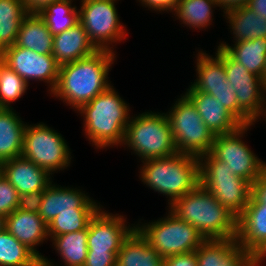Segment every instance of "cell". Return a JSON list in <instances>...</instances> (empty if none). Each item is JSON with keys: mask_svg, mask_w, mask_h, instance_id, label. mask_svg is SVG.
Here are the masks:
<instances>
[{"mask_svg": "<svg viewBox=\"0 0 266 266\" xmlns=\"http://www.w3.org/2000/svg\"><path fill=\"white\" fill-rule=\"evenodd\" d=\"M115 53L98 50L89 57L61 65L56 86L49 94L77 111L112 85L108 74L116 60Z\"/></svg>", "mask_w": 266, "mask_h": 266, "instance_id": "6da1fadb", "label": "cell"}, {"mask_svg": "<svg viewBox=\"0 0 266 266\" xmlns=\"http://www.w3.org/2000/svg\"><path fill=\"white\" fill-rule=\"evenodd\" d=\"M130 107L113 85L78 110L83 117V131L95 149L120 145L130 119Z\"/></svg>", "mask_w": 266, "mask_h": 266, "instance_id": "7a4b0ae2", "label": "cell"}, {"mask_svg": "<svg viewBox=\"0 0 266 266\" xmlns=\"http://www.w3.org/2000/svg\"><path fill=\"white\" fill-rule=\"evenodd\" d=\"M167 207L178 219L194 226L205 239H236L237 217L201 184Z\"/></svg>", "mask_w": 266, "mask_h": 266, "instance_id": "3957f363", "label": "cell"}, {"mask_svg": "<svg viewBox=\"0 0 266 266\" xmlns=\"http://www.w3.org/2000/svg\"><path fill=\"white\" fill-rule=\"evenodd\" d=\"M141 162L140 180L155 192L167 196L168 205L200 184L199 157L176 153L170 157Z\"/></svg>", "mask_w": 266, "mask_h": 266, "instance_id": "277c9868", "label": "cell"}, {"mask_svg": "<svg viewBox=\"0 0 266 266\" xmlns=\"http://www.w3.org/2000/svg\"><path fill=\"white\" fill-rule=\"evenodd\" d=\"M123 145L133 150L141 161L178 153L170 123L163 112L147 111L130 117Z\"/></svg>", "mask_w": 266, "mask_h": 266, "instance_id": "5b68a950", "label": "cell"}, {"mask_svg": "<svg viewBox=\"0 0 266 266\" xmlns=\"http://www.w3.org/2000/svg\"><path fill=\"white\" fill-rule=\"evenodd\" d=\"M199 161L200 184L238 218L252 195V185L234 175L224 162L210 152L201 155Z\"/></svg>", "mask_w": 266, "mask_h": 266, "instance_id": "8992f818", "label": "cell"}, {"mask_svg": "<svg viewBox=\"0 0 266 266\" xmlns=\"http://www.w3.org/2000/svg\"><path fill=\"white\" fill-rule=\"evenodd\" d=\"M166 116L171 126L178 153L200 157L209 153L215 135L205 125L192 102L181 94Z\"/></svg>", "mask_w": 266, "mask_h": 266, "instance_id": "52a82bcc", "label": "cell"}, {"mask_svg": "<svg viewBox=\"0 0 266 266\" xmlns=\"http://www.w3.org/2000/svg\"><path fill=\"white\" fill-rule=\"evenodd\" d=\"M136 228L162 258L195 251L206 239L191 224L178 219L168 210L166 217Z\"/></svg>", "mask_w": 266, "mask_h": 266, "instance_id": "ba28073f", "label": "cell"}, {"mask_svg": "<svg viewBox=\"0 0 266 266\" xmlns=\"http://www.w3.org/2000/svg\"><path fill=\"white\" fill-rule=\"evenodd\" d=\"M71 153L64 137L45 123L26 125L22 156L50 175L70 166Z\"/></svg>", "mask_w": 266, "mask_h": 266, "instance_id": "9c48e42d", "label": "cell"}, {"mask_svg": "<svg viewBox=\"0 0 266 266\" xmlns=\"http://www.w3.org/2000/svg\"><path fill=\"white\" fill-rule=\"evenodd\" d=\"M116 1L118 0L80 1L79 22L98 50L115 52L113 43L126 39L127 30L120 22Z\"/></svg>", "mask_w": 266, "mask_h": 266, "instance_id": "30bf717a", "label": "cell"}, {"mask_svg": "<svg viewBox=\"0 0 266 266\" xmlns=\"http://www.w3.org/2000/svg\"><path fill=\"white\" fill-rule=\"evenodd\" d=\"M226 78L235 89L238 102V120L243 125L253 124L264 107L266 83L249 72L223 49Z\"/></svg>", "mask_w": 266, "mask_h": 266, "instance_id": "8fae6325", "label": "cell"}, {"mask_svg": "<svg viewBox=\"0 0 266 266\" xmlns=\"http://www.w3.org/2000/svg\"><path fill=\"white\" fill-rule=\"evenodd\" d=\"M252 125H242L234 132L215 135L210 150V153L216 159L224 162L234 175L245 179L251 185L259 178L266 165L241 140Z\"/></svg>", "mask_w": 266, "mask_h": 266, "instance_id": "7c38bea8", "label": "cell"}, {"mask_svg": "<svg viewBox=\"0 0 266 266\" xmlns=\"http://www.w3.org/2000/svg\"><path fill=\"white\" fill-rule=\"evenodd\" d=\"M5 64L14 70L28 85L30 80L47 83L51 93L56 86L60 65L53 54H37L14 44L4 52Z\"/></svg>", "mask_w": 266, "mask_h": 266, "instance_id": "4fadbf2b", "label": "cell"}, {"mask_svg": "<svg viewBox=\"0 0 266 266\" xmlns=\"http://www.w3.org/2000/svg\"><path fill=\"white\" fill-rule=\"evenodd\" d=\"M107 212L102 207L88 225V251L119 252L123 241L136 228L135 224L127 226L123 215Z\"/></svg>", "mask_w": 266, "mask_h": 266, "instance_id": "5bb4252c", "label": "cell"}, {"mask_svg": "<svg viewBox=\"0 0 266 266\" xmlns=\"http://www.w3.org/2000/svg\"><path fill=\"white\" fill-rule=\"evenodd\" d=\"M50 184L44 190L39 216L48 225L59 213L66 210H100L103 206L96 203L88 193L81 189ZM61 186V187H60ZM101 205V206H100Z\"/></svg>", "mask_w": 266, "mask_h": 266, "instance_id": "9a60e30c", "label": "cell"}, {"mask_svg": "<svg viewBox=\"0 0 266 266\" xmlns=\"http://www.w3.org/2000/svg\"><path fill=\"white\" fill-rule=\"evenodd\" d=\"M236 241L255 257L266 252V208L252 195L237 218Z\"/></svg>", "mask_w": 266, "mask_h": 266, "instance_id": "2e32d148", "label": "cell"}, {"mask_svg": "<svg viewBox=\"0 0 266 266\" xmlns=\"http://www.w3.org/2000/svg\"><path fill=\"white\" fill-rule=\"evenodd\" d=\"M195 254L197 266H256V257L236 239H206Z\"/></svg>", "mask_w": 266, "mask_h": 266, "instance_id": "e0dca14e", "label": "cell"}, {"mask_svg": "<svg viewBox=\"0 0 266 266\" xmlns=\"http://www.w3.org/2000/svg\"><path fill=\"white\" fill-rule=\"evenodd\" d=\"M6 230L22 244L31 249L40 259L41 266H55L37 251V246L48 239L47 224L38 213L16 209L6 216Z\"/></svg>", "mask_w": 266, "mask_h": 266, "instance_id": "ac0fdd59", "label": "cell"}, {"mask_svg": "<svg viewBox=\"0 0 266 266\" xmlns=\"http://www.w3.org/2000/svg\"><path fill=\"white\" fill-rule=\"evenodd\" d=\"M184 95L192 102L205 125L214 135L238 130L243 124L212 95L190 86Z\"/></svg>", "mask_w": 266, "mask_h": 266, "instance_id": "d6986e66", "label": "cell"}, {"mask_svg": "<svg viewBox=\"0 0 266 266\" xmlns=\"http://www.w3.org/2000/svg\"><path fill=\"white\" fill-rule=\"evenodd\" d=\"M1 175L19 194L44 191L52 182V175L23 156L0 164Z\"/></svg>", "mask_w": 266, "mask_h": 266, "instance_id": "ffe728a7", "label": "cell"}, {"mask_svg": "<svg viewBox=\"0 0 266 266\" xmlns=\"http://www.w3.org/2000/svg\"><path fill=\"white\" fill-rule=\"evenodd\" d=\"M97 51L80 22L53 36L52 54L60 66L89 57Z\"/></svg>", "mask_w": 266, "mask_h": 266, "instance_id": "44dd1931", "label": "cell"}, {"mask_svg": "<svg viewBox=\"0 0 266 266\" xmlns=\"http://www.w3.org/2000/svg\"><path fill=\"white\" fill-rule=\"evenodd\" d=\"M116 266H164V258L135 228L123 241L117 254Z\"/></svg>", "mask_w": 266, "mask_h": 266, "instance_id": "7402d4cb", "label": "cell"}, {"mask_svg": "<svg viewBox=\"0 0 266 266\" xmlns=\"http://www.w3.org/2000/svg\"><path fill=\"white\" fill-rule=\"evenodd\" d=\"M14 108H0V164L22 156L23 136L27 123ZM18 115V116H17Z\"/></svg>", "mask_w": 266, "mask_h": 266, "instance_id": "603a6c76", "label": "cell"}, {"mask_svg": "<svg viewBox=\"0 0 266 266\" xmlns=\"http://www.w3.org/2000/svg\"><path fill=\"white\" fill-rule=\"evenodd\" d=\"M53 36L39 14H28L21 23L15 44L37 54H52Z\"/></svg>", "mask_w": 266, "mask_h": 266, "instance_id": "cb8c5ba5", "label": "cell"}, {"mask_svg": "<svg viewBox=\"0 0 266 266\" xmlns=\"http://www.w3.org/2000/svg\"><path fill=\"white\" fill-rule=\"evenodd\" d=\"M224 18L229 23L234 35V42L266 38V17L258 16L246 6L224 12Z\"/></svg>", "mask_w": 266, "mask_h": 266, "instance_id": "d4e9b609", "label": "cell"}, {"mask_svg": "<svg viewBox=\"0 0 266 266\" xmlns=\"http://www.w3.org/2000/svg\"><path fill=\"white\" fill-rule=\"evenodd\" d=\"M232 45L222 41L217 48L224 49L249 72L263 79L266 63V38L239 41Z\"/></svg>", "mask_w": 266, "mask_h": 266, "instance_id": "484cf974", "label": "cell"}, {"mask_svg": "<svg viewBox=\"0 0 266 266\" xmlns=\"http://www.w3.org/2000/svg\"><path fill=\"white\" fill-rule=\"evenodd\" d=\"M215 56L200 50L196 57V74L198 75L190 87L204 92L210 86L225 84L226 70L223 63V49L216 48Z\"/></svg>", "mask_w": 266, "mask_h": 266, "instance_id": "4316f807", "label": "cell"}, {"mask_svg": "<svg viewBox=\"0 0 266 266\" xmlns=\"http://www.w3.org/2000/svg\"><path fill=\"white\" fill-rule=\"evenodd\" d=\"M28 12L21 0H0V52L12 47Z\"/></svg>", "mask_w": 266, "mask_h": 266, "instance_id": "83f0119b", "label": "cell"}, {"mask_svg": "<svg viewBox=\"0 0 266 266\" xmlns=\"http://www.w3.org/2000/svg\"><path fill=\"white\" fill-rule=\"evenodd\" d=\"M88 228L65 233L51 238L63 266H84L88 253L87 246Z\"/></svg>", "mask_w": 266, "mask_h": 266, "instance_id": "f1b7e54d", "label": "cell"}, {"mask_svg": "<svg viewBox=\"0 0 266 266\" xmlns=\"http://www.w3.org/2000/svg\"><path fill=\"white\" fill-rule=\"evenodd\" d=\"M216 7L217 0H179L172 14L186 27L206 30L213 21L212 8Z\"/></svg>", "mask_w": 266, "mask_h": 266, "instance_id": "f546056e", "label": "cell"}, {"mask_svg": "<svg viewBox=\"0 0 266 266\" xmlns=\"http://www.w3.org/2000/svg\"><path fill=\"white\" fill-rule=\"evenodd\" d=\"M0 266H41V259L5 229L0 233Z\"/></svg>", "mask_w": 266, "mask_h": 266, "instance_id": "4dcf8cb0", "label": "cell"}, {"mask_svg": "<svg viewBox=\"0 0 266 266\" xmlns=\"http://www.w3.org/2000/svg\"><path fill=\"white\" fill-rule=\"evenodd\" d=\"M74 0H61L48 5L39 15L53 35L68 30L79 22V10Z\"/></svg>", "mask_w": 266, "mask_h": 266, "instance_id": "1f68e13d", "label": "cell"}, {"mask_svg": "<svg viewBox=\"0 0 266 266\" xmlns=\"http://www.w3.org/2000/svg\"><path fill=\"white\" fill-rule=\"evenodd\" d=\"M99 210H66L57 215L48 225V238L88 228L91 219Z\"/></svg>", "mask_w": 266, "mask_h": 266, "instance_id": "d6a6232c", "label": "cell"}, {"mask_svg": "<svg viewBox=\"0 0 266 266\" xmlns=\"http://www.w3.org/2000/svg\"><path fill=\"white\" fill-rule=\"evenodd\" d=\"M28 84L9 66L0 70V108H12L11 102L23 97Z\"/></svg>", "mask_w": 266, "mask_h": 266, "instance_id": "836d02e7", "label": "cell"}, {"mask_svg": "<svg viewBox=\"0 0 266 266\" xmlns=\"http://www.w3.org/2000/svg\"><path fill=\"white\" fill-rule=\"evenodd\" d=\"M204 93L210 94L216 98L238 119V102L235 89L228 80H225V84L208 87Z\"/></svg>", "mask_w": 266, "mask_h": 266, "instance_id": "e575fe53", "label": "cell"}, {"mask_svg": "<svg viewBox=\"0 0 266 266\" xmlns=\"http://www.w3.org/2000/svg\"><path fill=\"white\" fill-rule=\"evenodd\" d=\"M19 196L15 187L0 174V215L8 216L17 209Z\"/></svg>", "mask_w": 266, "mask_h": 266, "instance_id": "d590c367", "label": "cell"}, {"mask_svg": "<svg viewBox=\"0 0 266 266\" xmlns=\"http://www.w3.org/2000/svg\"><path fill=\"white\" fill-rule=\"evenodd\" d=\"M43 196L44 191L20 194L17 209L30 213H38Z\"/></svg>", "mask_w": 266, "mask_h": 266, "instance_id": "8d00e7d4", "label": "cell"}, {"mask_svg": "<svg viewBox=\"0 0 266 266\" xmlns=\"http://www.w3.org/2000/svg\"><path fill=\"white\" fill-rule=\"evenodd\" d=\"M118 252L88 251L84 266H116Z\"/></svg>", "mask_w": 266, "mask_h": 266, "instance_id": "74e56055", "label": "cell"}, {"mask_svg": "<svg viewBox=\"0 0 266 266\" xmlns=\"http://www.w3.org/2000/svg\"><path fill=\"white\" fill-rule=\"evenodd\" d=\"M164 266H197L195 251L164 258Z\"/></svg>", "mask_w": 266, "mask_h": 266, "instance_id": "f35d334b", "label": "cell"}, {"mask_svg": "<svg viewBox=\"0 0 266 266\" xmlns=\"http://www.w3.org/2000/svg\"><path fill=\"white\" fill-rule=\"evenodd\" d=\"M252 196L266 208V165L259 178L252 184Z\"/></svg>", "mask_w": 266, "mask_h": 266, "instance_id": "ab89813d", "label": "cell"}, {"mask_svg": "<svg viewBox=\"0 0 266 266\" xmlns=\"http://www.w3.org/2000/svg\"><path fill=\"white\" fill-rule=\"evenodd\" d=\"M141 2L142 6L148 7V9H152L155 12H173L175 6L179 2V0H137Z\"/></svg>", "mask_w": 266, "mask_h": 266, "instance_id": "60d3db41", "label": "cell"}, {"mask_svg": "<svg viewBox=\"0 0 266 266\" xmlns=\"http://www.w3.org/2000/svg\"><path fill=\"white\" fill-rule=\"evenodd\" d=\"M28 14H39L48 5L61 0H21Z\"/></svg>", "mask_w": 266, "mask_h": 266, "instance_id": "b9f144b4", "label": "cell"}, {"mask_svg": "<svg viewBox=\"0 0 266 266\" xmlns=\"http://www.w3.org/2000/svg\"><path fill=\"white\" fill-rule=\"evenodd\" d=\"M247 2L248 0H217L218 7L223 9V12L246 6Z\"/></svg>", "mask_w": 266, "mask_h": 266, "instance_id": "7bdbcfd3", "label": "cell"}, {"mask_svg": "<svg viewBox=\"0 0 266 266\" xmlns=\"http://www.w3.org/2000/svg\"><path fill=\"white\" fill-rule=\"evenodd\" d=\"M246 7L258 16L266 17V0H248Z\"/></svg>", "mask_w": 266, "mask_h": 266, "instance_id": "ee69618b", "label": "cell"}, {"mask_svg": "<svg viewBox=\"0 0 266 266\" xmlns=\"http://www.w3.org/2000/svg\"><path fill=\"white\" fill-rule=\"evenodd\" d=\"M265 258H266V252H263L261 254H259L257 257H256V266H260V264L265 261Z\"/></svg>", "mask_w": 266, "mask_h": 266, "instance_id": "f6af8a7d", "label": "cell"}, {"mask_svg": "<svg viewBox=\"0 0 266 266\" xmlns=\"http://www.w3.org/2000/svg\"><path fill=\"white\" fill-rule=\"evenodd\" d=\"M6 229V216L0 215V233Z\"/></svg>", "mask_w": 266, "mask_h": 266, "instance_id": "bcb514c9", "label": "cell"}, {"mask_svg": "<svg viewBox=\"0 0 266 266\" xmlns=\"http://www.w3.org/2000/svg\"><path fill=\"white\" fill-rule=\"evenodd\" d=\"M264 116H265V117H264ZM260 117H264V118H265L264 120L266 121V100H265V103H264V107H263V109L261 110V113L259 114L258 118L253 122V125L256 123V121H257L258 119L261 120Z\"/></svg>", "mask_w": 266, "mask_h": 266, "instance_id": "7dc6e473", "label": "cell"}, {"mask_svg": "<svg viewBox=\"0 0 266 266\" xmlns=\"http://www.w3.org/2000/svg\"><path fill=\"white\" fill-rule=\"evenodd\" d=\"M4 64H5V57L3 52H0V70L2 69Z\"/></svg>", "mask_w": 266, "mask_h": 266, "instance_id": "c3c4849f", "label": "cell"}, {"mask_svg": "<svg viewBox=\"0 0 266 266\" xmlns=\"http://www.w3.org/2000/svg\"><path fill=\"white\" fill-rule=\"evenodd\" d=\"M263 80L266 83V63H265L264 70H263Z\"/></svg>", "mask_w": 266, "mask_h": 266, "instance_id": "681fc988", "label": "cell"}]
</instances>
